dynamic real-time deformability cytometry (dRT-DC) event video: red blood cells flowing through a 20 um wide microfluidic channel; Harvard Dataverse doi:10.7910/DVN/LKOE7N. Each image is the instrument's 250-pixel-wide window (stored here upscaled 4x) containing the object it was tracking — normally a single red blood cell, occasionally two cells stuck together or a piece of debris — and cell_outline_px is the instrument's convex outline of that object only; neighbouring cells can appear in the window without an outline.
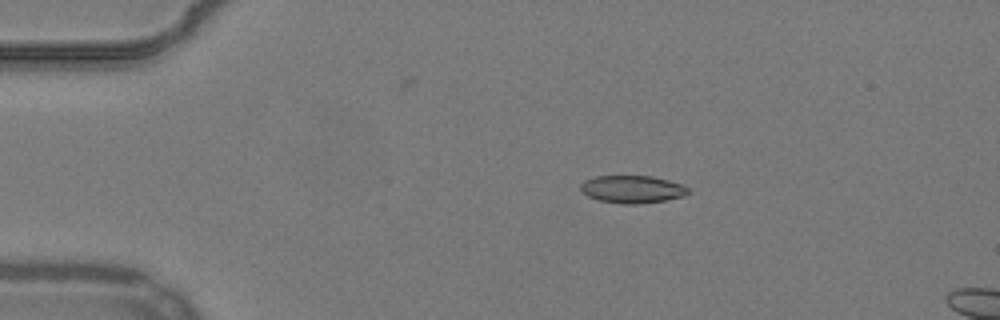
{"species": "common noctule bat (a hibernating species)", "species_latin": "Nyctalus noctula", "temperature_condition": "warm", "stored_images_in_passage": 45, "camera_frame_rate_fps": 3000, "um_per_image_px": 0.085, "animal": {"sex": "male", "body_mass_g": 19.2, "forearm_length_mm": 51.8}, "frame": {"image": 1, "passage_image": 1, "time_ms": 0.0, "image_size_px": [1000, 320], "cell_outline_px": [[688, 192], [684, 196], [664, 200], [636, 204], [624, 204], [600, 200], [588, 196], [580, 188], [580, 184], [584, 180], [596, 176], [652, 176], [684, 184], [688, 188]], "centroid_in_image_um": [53.75, 16.07], "position_along_channel_um": 31.3, "area_um2": 17.17}}
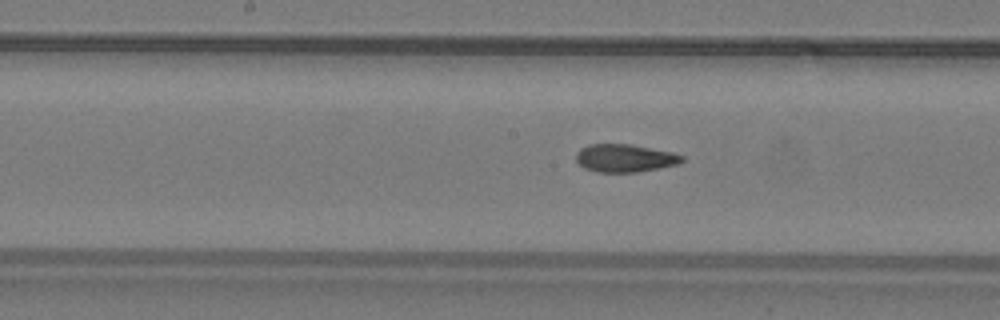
{"frame": {"image": 2, "passage_image": 18, "time_ms": 5.667, "image_size_px": [1000, 320], "cell_outline_px": [[684, 160], [680, 164], [660, 168], [636, 172], [600, 172], [584, 168], [576, 160], [576, 152], [580, 148], [588, 144], [628, 144], [672, 152], [684, 156]], "centroid_in_image_um": [53.12, 13.44], "position_along_channel_um": 195.1, "area_um2": 17.22}}
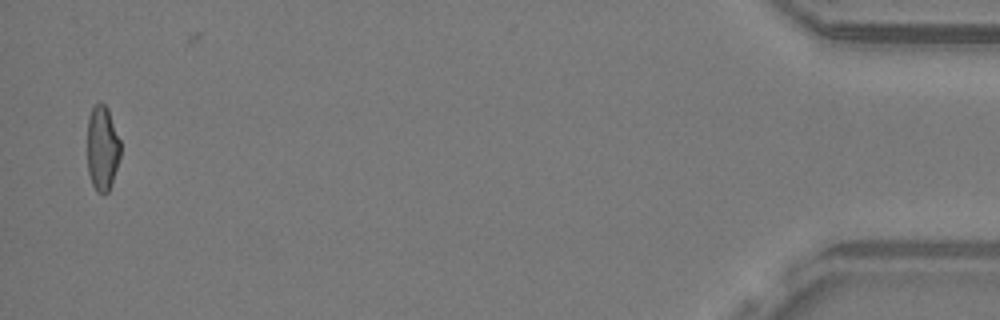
{"frame": {"image": 3, "passage_image": 43, "time_ms": 14.0, "image_size_px": [1000, 320], "cell_outline_px": [[120, 156], [108, 192], [96, 192], [92, 184], [88, 172], [88, 116], [92, 108], [100, 100], [108, 108], [120, 140]], "centroid_in_image_um": [8.69, 12.55], "position_along_channel_um": 426.5, "area_um2": 16.3}, "authors_computed_cell_mechanics": {"area_um2": 17.5712, "velocity_mm_per_s": 3.8716, "shape_relaxation_time_tau1_ms": null, "shape_relaxation_time_tau2_ms": 1.9607, "deformation_change_tau1": null, "deformation_change_tau2": 0.0846}}